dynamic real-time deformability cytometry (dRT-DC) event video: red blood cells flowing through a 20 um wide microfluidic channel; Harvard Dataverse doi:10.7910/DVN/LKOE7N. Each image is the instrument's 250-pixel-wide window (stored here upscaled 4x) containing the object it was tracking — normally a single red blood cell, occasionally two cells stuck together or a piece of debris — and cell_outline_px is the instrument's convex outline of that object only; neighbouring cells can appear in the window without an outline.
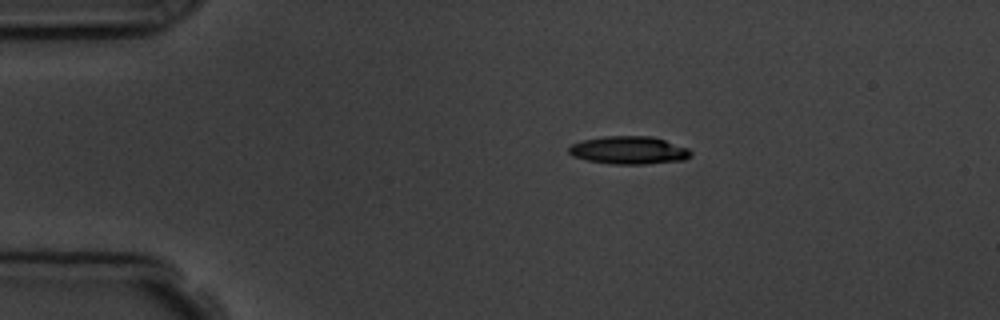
{"species": "common noctule bat (a hibernating species)", "species_latin": "Nyctalus noctula", "temperature_condition": "room temperature", "stored_images_in_passage": 4, "camera_frame_rate_fps": 3000, "um_per_image_px": 0.085, "animal": {"sex": "male", "body_mass_g": 19.5, "forearm_length_mm": 54.6}, "frame": {"image": 1, "passage_image": 2, "time_ms": 1.667, "image_size_px": [1000, 320], "cell_outline_px": [[692, 156], [684, 160], [644, 164], [612, 164], [588, 160], [572, 156], [568, 152], [568, 148], [572, 144], [584, 140], [604, 136], [652, 136], [688, 148], [692, 152]], "centroid_in_image_um": [53.47, 12.77], "position_along_channel_um": 31.5, "area_um2": 19.77}}
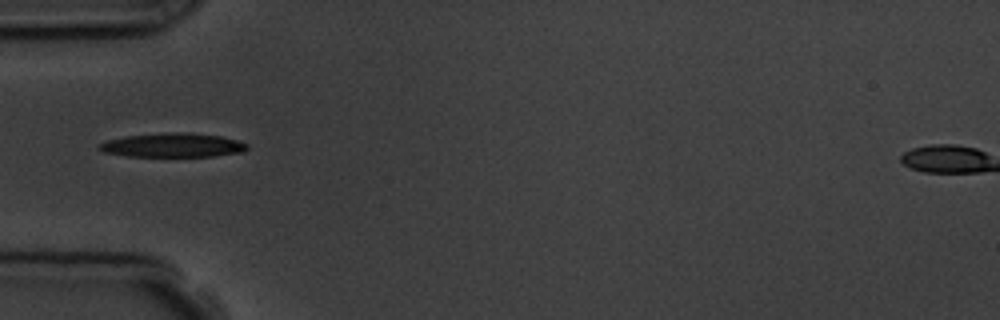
{"frame": {"image": 2, "passage_image": 4, "time_ms": 4.0, "image_size_px": [1000, 320], "cell_outline_px": [[248, 148], [244, 152], [212, 156], [128, 156], [104, 152], [96, 148], [100, 144], [108, 140], [124, 136], [168, 132], [188, 132], [220, 136], [236, 140], [248, 144]], "centroid_in_image_um": [14.69, 12.33], "position_along_channel_um": 70.3, "area_um2": 20.69}}